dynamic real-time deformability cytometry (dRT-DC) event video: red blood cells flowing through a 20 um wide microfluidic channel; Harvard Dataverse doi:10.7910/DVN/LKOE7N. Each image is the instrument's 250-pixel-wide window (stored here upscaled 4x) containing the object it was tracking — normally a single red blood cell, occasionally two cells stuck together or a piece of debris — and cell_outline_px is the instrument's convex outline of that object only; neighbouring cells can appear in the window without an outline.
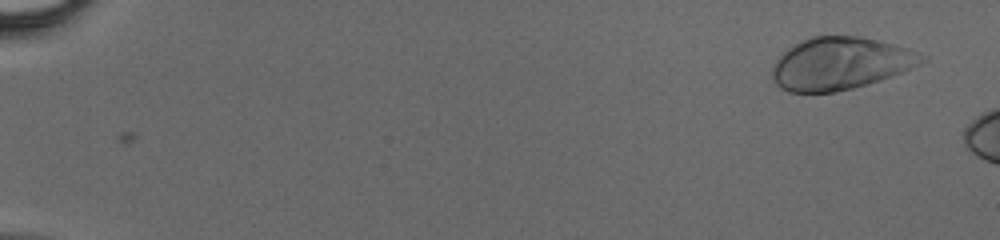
{"species": "human", "species_latin": "Homo sapiens", "temperature_condition": "cold", "stored_images_in_passage": 8, "camera_frame_rate_fps": 3000, "um_per_image_px": 0.085, "donor": {"sex": "male"}, "frame": {"image": 1, "passage_image": 3, "time_ms": 0.667, "image_size_px": [1000, 240], "cell_outline_px": [[928, 60], [920, 64], [880, 80], [852, 88], [836, 92], [788, 92], [780, 88], [776, 84], [772, 76], [772, 68], [776, 60], [792, 44], [812, 36], [860, 36], [880, 40], [928, 56]], "centroid_in_image_um": [71.4, 5.39], "position_along_channel_um": 13.6, "area_um2": 45.43}}